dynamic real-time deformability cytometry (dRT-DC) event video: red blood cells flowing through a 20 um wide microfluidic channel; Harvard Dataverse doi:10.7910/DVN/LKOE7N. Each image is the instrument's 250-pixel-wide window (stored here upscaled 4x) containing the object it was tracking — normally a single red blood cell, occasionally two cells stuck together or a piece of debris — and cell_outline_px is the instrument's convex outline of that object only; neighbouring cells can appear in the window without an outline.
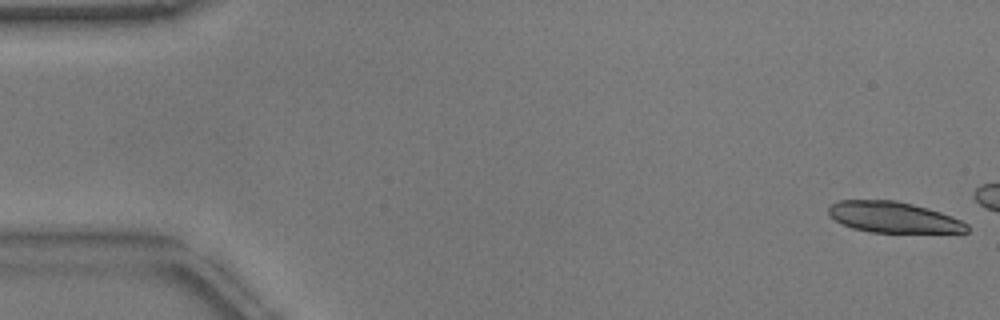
{"species": "common noctule bat (a hibernating species)", "species_latin": "Nyctalus noctula", "temperature_condition": "warm", "stored_images_in_passage": 10, "camera_frame_rate_fps": 3000, "um_per_image_px": 0.085, "animal": {"sex": "male", "body_mass_g": 17.9}, "frame": {"image": 1, "passage_image": 1, "time_ms": 0.0, "image_size_px": [1000, 320], "cell_outline_px": [[968, 232], [872, 232], [852, 228], [828, 216], [828, 208], [836, 200], [896, 200], [928, 208], [952, 216], [968, 224]], "centroid_in_image_um": [75.92, 18.45], "position_along_channel_um": 9.1, "area_um2": 24.8}}